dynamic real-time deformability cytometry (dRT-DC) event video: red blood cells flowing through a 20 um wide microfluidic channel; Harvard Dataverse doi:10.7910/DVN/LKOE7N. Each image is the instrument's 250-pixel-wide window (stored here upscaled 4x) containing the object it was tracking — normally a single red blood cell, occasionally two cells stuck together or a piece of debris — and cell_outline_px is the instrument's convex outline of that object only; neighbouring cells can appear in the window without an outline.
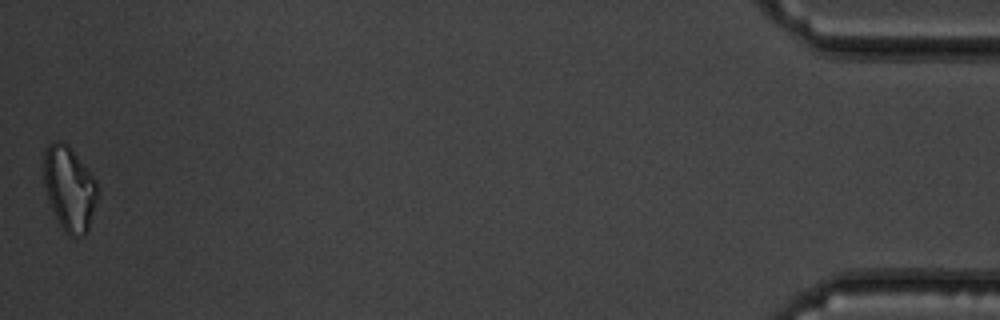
{"species": "common noctule bat (a hibernating species)", "species_latin": "Nyctalus noctula", "temperature_condition": "warm", "stored_images_in_passage": 37, "camera_frame_rate_fps": 3000, "um_per_image_px": 0.085, "animal": {"sex": "male", "body_mass_g": 19.5, "forearm_length_mm": 54.6}, "frame": {"image": 1, "passage_image": 37, "time_ms": 12.0, "image_size_px": [1000, 320], "cell_outline_px": [[100, 188], [88, 232], [84, 236], [68, 236], [60, 224], [48, 200], [44, 184], [44, 148], [48, 144], [56, 140], [60, 140], [68, 144], [88, 168], [96, 180]], "centroid_in_image_um": [5.92, 16.0], "position_along_channel_um": 429.3, "area_um2": 26.88}, "authors_computed_cell_mechanics": {"area_um2": 19.0162, "velocity_mm_per_s": 4.0178, "shape_relaxation_time_tau1_ms": null, "shape_relaxation_time_tau2_ms": 9.1344, "deformation_change_tau1": null, "deformation_change_tau2": 0.2131}}